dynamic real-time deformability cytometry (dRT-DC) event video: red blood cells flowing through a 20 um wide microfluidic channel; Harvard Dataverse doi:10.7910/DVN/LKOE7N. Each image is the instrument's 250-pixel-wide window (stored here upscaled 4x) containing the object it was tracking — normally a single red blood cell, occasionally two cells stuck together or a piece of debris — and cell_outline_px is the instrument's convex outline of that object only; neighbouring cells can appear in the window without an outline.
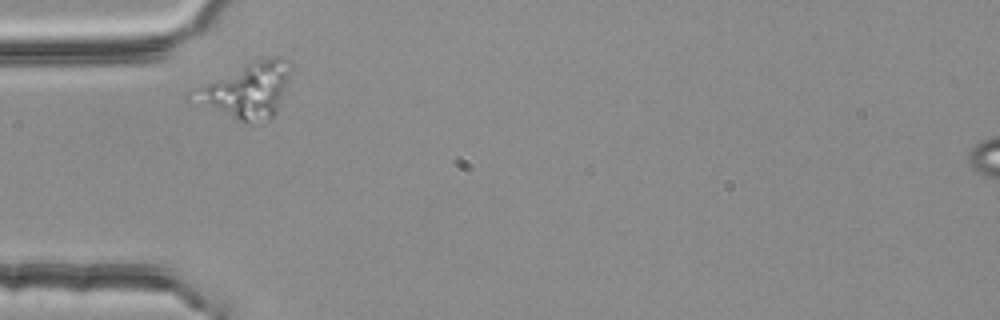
{"species": "common noctule bat (a hibernating species)", "species_latin": "Nyctalus noctula", "temperature_condition": "room temperature", "stored_images_in_passage": 2, "camera_frame_rate_fps": 3000, "um_per_image_px": 0.085, "animal": {"sex": "female", "body_mass_g": 25.1}, "frame": {"image": 1, "passage_image": 1, "time_ms": 0.0, "image_size_px": [1000, 320], "cell_outline_px": [[288, 84], [276, 112], [264, 124], [248, 124], [188, 104], [184, 100], [184, 96], [192, 88], [248, 64], [260, 60], [276, 56], [280, 56], [288, 60]], "centroid_in_image_um": [20.8, 7.79], "position_along_channel_um": 64.2, "area_um2": 32.31}}
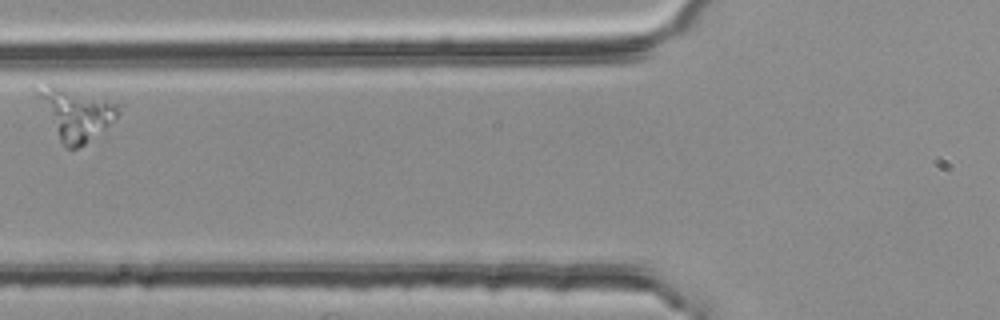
{"frame": {"image": 2, "passage_image": 2, "time_ms": 0.333, "image_size_px": [1000, 320], "cell_outline_px": [[124, 104], [120, 112], [108, 124], [84, 144], [76, 148], [68, 148], [60, 144], [32, 88], [52, 80]], "centroid_in_image_um": [6.38, 9.54], "position_along_channel_um": 119.4, "area_um2": 25.49}}